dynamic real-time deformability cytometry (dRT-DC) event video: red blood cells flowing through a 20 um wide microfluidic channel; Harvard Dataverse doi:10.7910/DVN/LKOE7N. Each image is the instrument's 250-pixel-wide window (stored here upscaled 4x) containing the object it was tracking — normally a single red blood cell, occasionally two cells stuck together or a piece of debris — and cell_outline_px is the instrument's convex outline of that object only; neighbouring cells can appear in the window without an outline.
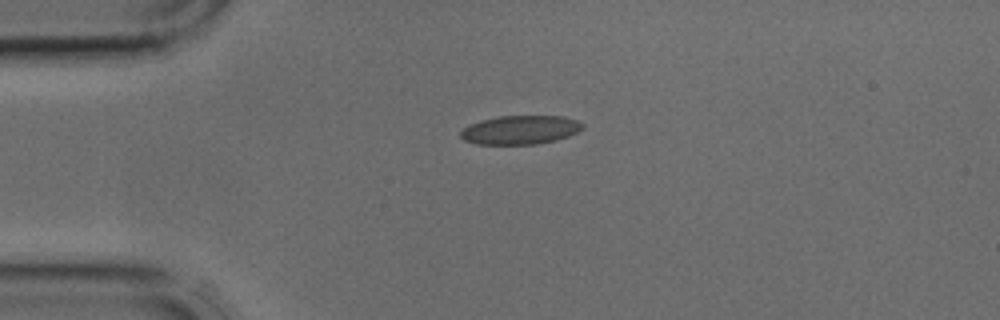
{"species": "common noctule bat (a hibernating species)", "species_latin": "Nyctalus noctula", "temperature_condition": "cold", "stored_images_in_passage": 2, "camera_frame_rate_fps": 3000, "um_per_image_px": 0.085, "animal": {"sex": "male", "body_mass_g": 17.9, "forearm_length_mm": 54.2}, "frame": {"image": 1, "passage_image": 1, "time_ms": 0.0, "image_size_px": [1000, 320], "cell_outline_px": [[584, 128], [568, 136], [556, 140], [536, 144], [476, 144], [464, 140], [460, 136], [460, 132], [468, 124], [480, 120], [500, 116], [564, 116], [576, 120], [584, 124]], "centroid_in_image_um": [44.21, 11.04], "position_along_channel_um": 40.8, "area_um2": 20.52}}